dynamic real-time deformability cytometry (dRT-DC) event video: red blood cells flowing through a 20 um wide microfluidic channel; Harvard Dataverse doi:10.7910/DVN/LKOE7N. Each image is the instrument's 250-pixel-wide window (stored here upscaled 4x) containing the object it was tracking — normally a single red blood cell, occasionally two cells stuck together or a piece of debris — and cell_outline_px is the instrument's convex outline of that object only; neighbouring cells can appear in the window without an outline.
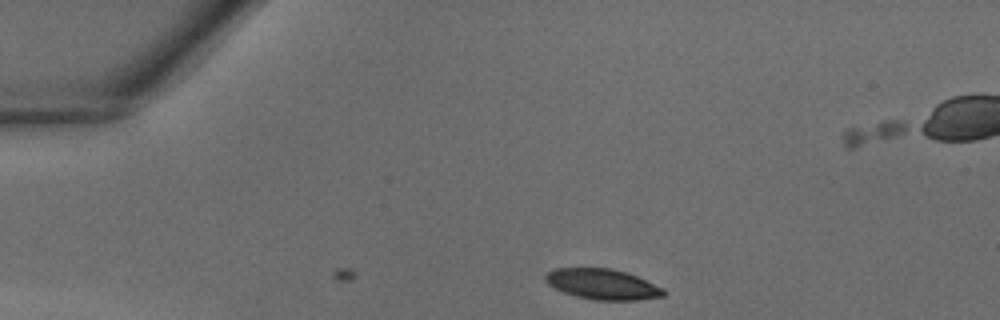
{"species": "common noctule bat (a hibernating species)", "species_latin": "Nyctalus noctula", "temperature_condition": "warm", "stored_images_in_passage": 3, "camera_frame_rate_fps": 3000, "um_per_image_px": 0.085, "animal": {"sex": "male", "body_mass_g": 18.8}, "frame": {"image": 1, "passage_image": 3, "time_ms": 0.667, "image_size_px": [1000, 320], "cell_outline_px": [[664, 296], [636, 300], [596, 300], [576, 296], [564, 292], [548, 284], [544, 280], [544, 276], [548, 272], [556, 268], [612, 268], [628, 272], [664, 288]], "centroid_in_image_um": [51.22, 24.15], "position_along_channel_um": 33.8, "area_um2": 20.98}}